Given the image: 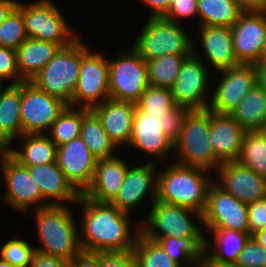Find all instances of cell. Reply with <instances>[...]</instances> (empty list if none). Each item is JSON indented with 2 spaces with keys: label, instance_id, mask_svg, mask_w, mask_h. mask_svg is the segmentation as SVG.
Wrapping results in <instances>:
<instances>
[{
  "label": "cell",
  "instance_id": "6da1fadb",
  "mask_svg": "<svg viewBox=\"0 0 266 267\" xmlns=\"http://www.w3.org/2000/svg\"><path fill=\"white\" fill-rule=\"evenodd\" d=\"M76 204L83 207L78 225L81 250L97 253L133 251L141 233V221L132 224L130 214L111 203L96 202L82 194Z\"/></svg>",
  "mask_w": 266,
  "mask_h": 267
},
{
  "label": "cell",
  "instance_id": "7a4b0ae2",
  "mask_svg": "<svg viewBox=\"0 0 266 267\" xmlns=\"http://www.w3.org/2000/svg\"><path fill=\"white\" fill-rule=\"evenodd\" d=\"M169 164L157 173L156 200L203 214L208 188L214 181L210 171L176 162Z\"/></svg>",
  "mask_w": 266,
  "mask_h": 267
},
{
  "label": "cell",
  "instance_id": "3957f363",
  "mask_svg": "<svg viewBox=\"0 0 266 267\" xmlns=\"http://www.w3.org/2000/svg\"><path fill=\"white\" fill-rule=\"evenodd\" d=\"M69 206L66 202V205H49L33 212L41 245L35 250L68 262L81 251L78 226Z\"/></svg>",
  "mask_w": 266,
  "mask_h": 267
},
{
  "label": "cell",
  "instance_id": "277c9868",
  "mask_svg": "<svg viewBox=\"0 0 266 267\" xmlns=\"http://www.w3.org/2000/svg\"><path fill=\"white\" fill-rule=\"evenodd\" d=\"M210 110H191L182 131L174 141V162L205 169L211 173L220 166L209 141Z\"/></svg>",
  "mask_w": 266,
  "mask_h": 267
},
{
  "label": "cell",
  "instance_id": "5b68a950",
  "mask_svg": "<svg viewBox=\"0 0 266 267\" xmlns=\"http://www.w3.org/2000/svg\"><path fill=\"white\" fill-rule=\"evenodd\" d=\"M80 64L81 38L79 36L70 45L60 48L30 81L49 95L71 106L78 84Z\"/></svg>",
  "mask_w": 266,
  "mask_h": 267
},
{
  "label": "cell",
  "instance_id": "8992f818",
  "mask_svg": "<svg viewBox=\"0 0 266 267\" xmlns=\"http://www.w3.org/2000/svg\"><path fill=\"white\" fill-rule=\"evenodd\" d=\"M185 31L180 23L164 17H148L133 48L146 61L169 54L190 55L194 39Z\"/></svg>",
  "mask_w": 266,
  "mask_h": 267
},
{
  "label": "cell",
  "instance_id": "52a82bcc",
  "mask_svg": "<svg viewBox=\"0 0 266 267\" xmlns=\"http://www.w3.org/2000/svg\"><path fill=\"white\" fill-rule=\"evenodd\" d=\"M17 8L22 13L28 38L52 42L62 48L79 37L52 0H37L30 4L18 1Z\"/></svg>",
  "mask_w": 266,
  "mask_h": 267
},
{
  "label": "cell",
  "instance_id": "ba28073f",
  "mask_svg": "<svg viewBox=\"0 0 266 267\" xmlns=\"http://www.w3.org/2000/svg\"><path fill=\"white\" fill-rule=\"evenodd\" d=\"M152 208V209H151ZM147 218L141 222L146 237L205 238L200 225L192 222L194 214L202 224V214L192 209L155 200Z\"/></svg>",
  "mask_w": 266,
  "mask_h": 267
},
{
  "label": "cell",
  "instance_id": "9c48e42d",
  "mask_svg": "<svg viewBox=\"0 0 266 267\" xmlns=\"http://www.w3.org/2000/svg\"><path fill=\"white\" fill-rule=\"evenodd\" d=\"M81 41L79 79L71 106L92 109L110 98L109 63L103 54L89 50Z\"/></svg>",
  "mask_w": 266,
  "mask_h": 267
},
{
  "label": "cell",
  "instance_id": "30bf717a",
  "mask_svg": "<svg viewBox=\"0 0 266 267\" xmlns=\"http://www.w3.org/2000/svg\"><path fill=\"white\" fill-rule=\"evenodd\" d=\"M118 53L109 63V95L111 99L137 103L148 83L147 64L131 47Z\"/></svg>",
  "mask_w": 266,
  "mask_h": 267
},
{
  "label": "cell",
  "instance_id": "8fae6325",
  "mask_svg": "<svg viewBox=\"0 0 266 267\" xmlns=\"http://www.w3.org/2000/svg\"><path fill=\"white\" fill-rule=\"evenodd\" d=\"M195 44L193 41V52L184 59L170 89L176 105L190 110H206L211 98L210 93L206 96L210 86V72L208 63L201 60Z\"/></svg>",
  "mask_w": 266,
  "mask_h": 267
},
{
  "label": "cell",
  "instance_id": "7c38bea8",
  "mask_svg": "<svg viewBox=\"0 0 266 267\" xmlns=\"http://www.w3.org/2000/svg\"><path fill=\"white\" fill-rule=\"evenodd\" d=\"M68 106L31 81L21 82V135L47 133Z\"/></svg>",
  "mask_w": 266,
  "mask_h": 267
},
{
  "label": "cell",
  "instance_id": "4fadbf2b",
  "mask_svg": "<svg viewBox=\"0 0 266 267\" xmlns=\"http://www.w3.org/2000/svg\"><path fill=\"white\" fill-rule=\"evenodd\" d=\"M0 168L6 184L2 199L11 208L25 213L32 205L35 210L49 206L42 197L40 187L31 177L28 167L21 165L9 155L0 158Z\"/></svg>",
  "mask_w": 266,
  "mask_h": 267
},
{
  "label": "cell",
  "instance_id": "5bb4252c",
  "mask_svg": "<svg viewBox=\"0 0 266 267\" xmlns=\"http://www.w3.org/2000/svg\"><path fill=\"white\" fill-rule=\"evenodd\" d=\"M202 224L203 228H228L248 232L247 204L224 191L213 181L208 188Z\"/></svg>",
  "mask_w": 266,
  "mask_h": 267
},
{
  "label": "cell",
  "instance_id": "9a60e30c",
  "mask_svg": "<svg viewBox=\"0 0 266 267\" xmlns=\"http://www.w3.org/2000/svg\"><path fill=\"white\" fill-rule=\"evenodd\" d=\"M217 72L221 77L216 87H212L213 90L210 91L212 93L208 109L212 112L230 114L257 85L255 68L253 65L241 64Z\"/></svg>",
  "mask_w": 266,
  "mask_h": 267
},
{
  "label": "cell",
  "instance_id": "2e32d148",
  "mask_svg": "<svg viewBox=\"0 0 266 267\" xmlns=\"http://www.w3.org/2000/svg\"><path fill=\"white\" fill-rule=\"evenodd\" d=\"M233 47L240 64L259 61L266 34V10L244 11L231 27Z\"/></svg>",
  "mask_w": 266,
  "mask_h": 267
},
{
  "label": "cell",
  "instance_id": "e0dca14e",
  "mask_svg": "<svg viewBox=\"0 0 266 267\" xmlns=\"http://www.w3.org/2000/svg\"><path fill=\"white\" fill-rule=\"evenodd\" d=\"M214 182L239 201L249 204L266 197V178L238 161L221 163Z\"/></svg>",
  "mask_w": 266,
  "mask_h": 267
},
{
  "label": "cell",
  "instance_id": "ac0fdd59",
  "mask_svg": "<svg viewBox=\"0 0 266 267\" xmlns=\"http://www.w3.org/2000/svg\"><path fill=\"white\" fill-rule=\"evenodd\" d=\"M97 160L81 137L57 147L58 167L81 194L92 182Z\"/></svg>",
  "mask_w": 266,
  "mask_h": 267
},
{
  "label": "cell",
  "instance_id": "d6986e66",
  "mask_svg": "<svg viewBox=\"0 0 266 267\" xmlns=\"http://www.w3.org/2000/svg\"><path fill=\"white\" fill-rule=\"evenodd\" d=\"M162 121L161 118L142 112L138 107L135 109L128 146L153 156L154 163L174 153V142L162 131Z\"/></svg>",
  "mask_w": 266,
  "mask_h": 267
},
{
  "label": "cell",
  "instance_id": "ffe728a7",
  "mask_svg": "<svg viewBox=\"0 0 266 267\" xmlns=\"http://www.w3.org/2000/svg\"><path fill=\"white\" fill-rule=\"evenodd\" d=\"M157 165L150 161L140 166H129L121 188L111 204L128 214L142 204L149 194L153 204L156 200L157 175L154 170H157Z\"/></svg>",
  "mask_w": 266,
  "mask_h": 267
},
{
  "label": "cell",
  "instance_id": "44dd1931",
  "mask_svg": "<svg viewBox=\"0 0 266 267\" xmlns=\"http://www.w3.org/2000/svg\"><path fill=\"white\" fill-rule=\"evenodd\" d=\"M245 133L230 114L210 111L209 141L220 164L237 161Z\"/></svg>",
  "mask_w": 266,
  "mask_h": 267
},
{
  "label": "cell",
  "instance_id": "7402d4cb",
  "mask_svg": "<svg viewBox=\"0 0 266 267\" xmlns=\"http://www.w3.org/2000/svg\"><path fill=\"white\" fill-rule=\"evenodd\" d=\"M136 107V103L130 101L108 98L91 109L100 119L104 131L117 148L129 144Z\"/></svg>",
  "mask_w": 266,
  "mask_h": 267
},
{
  "label": "cell",
  "instance_id": "603a6c76",
  "mask_svg": "<svg viewBox=\"0 0 266 267\" xmlns=\"http://www.w3.org/2000/svg\"><path fill=\"white\" fill-rule=\"evenodd\" d=\"M130 165L117 156L98 159L91 184L83 196L101 203H111L117 196Z\"/></svg>",
  "mask_w": 266,
  "mask_h": 267
},
{
  "label": "cell",
  "instance_id": "cb8c5ba5",
  "mask_svg": "<svg viewBox=\"0 0 266 267\" xmlns=\"http://www.w3.org/2000/svg\"><path fill=\"white\" fill-rule=\"evenodd\" d=\"M26 167L49 205H66V201L76 203L79 199L81 193L66 178L57 163Z\"/></svg>",
  "mask_w": 266,
  "mask_h": 267
},
{
  "label": "cell",
  "instance_id": "d4e9b609",
  "mask_svg": "<svg viewBox=\"0 0 266 267\" xmlns=\"http://www.w3.org/2000/svg\"><path fill=\"white\" fill-rule=\"evenodd\" d=\"M205 59L216 71L241 65L234 53L231 27L197 26Z\"/></svg>",
  "mask_w": 266,
  "mask_h": 267
},
{
  "label": "cell",
  "instance_id": "484cf974",
  "mask_svg": "<svg viewBox=\"0 0 266 267\" xmlns=\"http://www.w3.org/2000/svg\"><path fill=\"white\" fill-rule=\"evenodd\" d=\"M204 230L211 232L214 238V244H211V240L205 237L204 258L219 265H235L240 252L251 237L248 232L228 228H204Z\"/></svg>",
  "mask_w": 266,
  "mask_h": 267
},
{
  "label": "cell",
  "instance_id": "4316f807",
  "mask_svg": "<svg viewBox=\"0 0 266 267\" xmlns=\"http://www.w3.org/2000/svg\"><path fill=\"white\" fill-rule=\"evenodd\" d=\"M61 47L58 44L27 38L16 49L20 77L30 81L54 57Z\"/></svg>",
  "mask_w": 266,
  "mask_h": 267
},
{
  "label": "cell",
  "instance_id": "83f0119b",
  "mask_svg": "<svg viewBox=\"0 0 266 267\" xmlns=\"http://www.w3.org/2000/svg\"><path fill=\"white\" fill-rule=\"evenodd\" d=\"M22 144L11 149V156L23 166H38L56 163L57 146L46 133L22 134ZM19 148L21 150H19Z\"/></svg>",
  "mask_w": 266,
  "mask_h": 267
},
{
  "label": "cell",
  "instance_id": "f1b7e54d",
  "mask_svg": "<svg viewBox=\"0 0 266 267\" xmlns=\"http://www.w3.org/2000/svg\"><path fill=\"white\" fill-rule=\"evenodd\" d=\"M230 115L246 131H265L266 89L254 86Z\"/></svg>",
  "mask_w": 266,
  "mask_h": 267
},
{
  "label": "cell",
  "instance_id": "f546056e",
  "mask_svg": "<svg viewBox=\"0 0 266 267\" xmlns=\"http://www.w3.org/2000/svg\"><path fill=\"white\" fill-rule=\"evenodd\" d=\"M21 83L8 84L0 93V132L13 144L21 136Z\"/></svg>",
  "mask_w": 266,
  "mask_h": 267
},
{
  "label": "cell",
  "instance_id": "4dcf8cb0",
  "mask_svg": "<svg viewBox=\"0 0 266 267\" xmlns=\"http://www.w3.org/2000/svg\"><path fill=\"white\" fill-rule=\"evenodd\" d=\"M80 137L97 159L111 158L117 149L104 131L100 119L91 110L82 108Z\"/></svg>",
  "mask_w": 266,
  "mask_h": 267
},
{
  "label": "cell",
  "instance_id": "1f68e13d",
  "mask_svg": "<svg viewBox=\"0 0 266 267\" xmlns=\"http://www.w3.org/2000/svg\"><path fill=\"white\" fill-rule=\"evenodd\" d=\"M156 241L181 267H189L204 257L205 238L148 237Z\"/></svg>",
  "mask_w": 266,
  "mask_h": 267
},
{
  "label": "cell",
  "instance_id": "d6a6232c",
  "mask_svg": "<svg viewBox=\"0 0 266 267\" xmlns=\"http://www.w3.org/2000/svg\"><path fill=\"white\" fill-rule=\"evenodd\" d=\"M199 26H227L239 19L244 10L236 0H197Z\"/></svg>",
  "mask_w": 266,
  "mask_h": 267
},
{
  "label": "cell",
  "instance_id": "836d02e7",
  "mask_svg": "<svg viewBox=\"0 0 266 267\" xmlns=\"http://www.w3.org/2000/svg\"><path fill=\"white\" fill-rule=\"evenodd\" d=\"M237 161L266 178V132L246 131Z\"/></svg>",
  "mask_w": 266,
  "mask_h": 267
},
{
  "label": "cell",
  "instance_id": "e575fe53",
  "mask_svg": "<svg viewBox=\"0 0 266 267\" xmlns=\"http://www.w3.org/2000/svg\"><path fill=\"white\" fill-rule=\"evenodd\" d=\"M188 56L169 54L147 60L149 85L171 88L177 79L184 59Z\"/></svg>",
  "mask_w": 266,
  "mask_h": 267
},
{
  "label": "cell",
  "instance_id": "d590c367",
  "mask_svg": "<svg viewBox=\"0 0 266 267\" xmlns=\"http://www.w3.org/2000/svg\"><path fill=\"white\" fill-rule=\"evenodd\" d=\"M82 108L67 106L46 133L58 147L80 137Z\"/></svg>",
  "mask_w": 266,
  "mask_h": 267
},
{
  "label": "cell",
  "instance_id": "8d00e7d4",
  "mask_svg": "<svg viewBox=\"0 0 266 267\" xmlns=\"http://www.w3.org/2000/svg\"><path fill=\"white\" fill-rule=\"evenodd\" d=\"M137 267H181L173 261L162 247L142 233L137 238L133 249Z\"/></svg>",
  "mask_w": 266,
  "mask_h": 267
},
{
  "label": "cell",
  "instance_id": "74e56055",
  "mask_svg": "<svg viewBox=\"0 0 266 267\" xmlns=\"http://www.w3.org/2000/svg\"><path fill=\"white\" fill-rule=\"evenodd\" d=\"M136 105L142 112L160 119L172 110L176 103L170 88L149 85Z\"/></svg>",
  "mask_w": 266,
  "mask_h": 267
},
{
  "label": "cell",
  "instance_id": "f35d334b",
  "mask_svg": "<svg viewBox=\"0 0 266 267\" xmlns=\"http://www.w3.org/2000/svg\"><path fill=\"white\" fill-rule=\"evenodd\" d=\"M27 38L22 13L16 7L0 25V47L16 50Z\"/></svg>",
  "mask_w": 266,
  "mask_h": 267
},
{
  "label": "cell",
  "instance_id": "ab89813d",
  "mask_svg": "<svg viewBox=\"0 0 266 267\" xmlns=\"http://www.w3.org/2000/svg\"><path fill=\"white\" fill-rule=\"evenodd\" d=\"M24 239L7 240L0 247V257L13 267H29L35 247Z\"/></svg>",
  "mask_w": 266,
  "mask_h": 267
},
{
  "label": "cell",
  "instance_id": "60d3db41",
  "mask_svg": "<svg viewBox=\"0 0 266 267\" xmlns=\"http://www.w3.org/2000/svg\"><path fill=\"white\" fill-rule=\"evenodd\" d=\"M236 267H266V249L251 236L240 252Z\"/></svg>",
  "mask_w": 266,
  "mask_h": 267
},
{
  "label": "cell",
  "instance_id": "b9f144b4",
  "mask_svg": "<svg viewBox=\"0 0 266 267\" xmlns=\"http://www.w3.org/2000/svg\"><path fill=\"white\" fill-rule=\"evenodd\" d=\"M191 110L176 105L172 110L162 116V131L174 142L183 128L185 117Z\"/></svg>",
  "mask_w": 266,
  "mask_h": 267
},
{
  "label": "cell",
  "instance_id": "7bdbcfd3",
  "mask_svg": "<svg viewBox=\"0 0 266 267\" xmlns=\"http://www.w3.org/2000/svg\"><path fill=\"white\" fill-rule=\"evenodd\" d=\"M0 80L3 82L9 80V84H19L24 81L19 75L16 50L0 47Z\"/></svg>",
  "mask_w": 266,
  "mask_h": 267
},
{
  "label": "cell",
  "instance_id": "ee69618b",
  "mask_svg": "<svg viewBox=\"0 0 266 267\" xmlns=\"http://www.w3.org/2000/svg\"><path fill=\"white\" fill-rule=\"evenodd\" d=\"M197 16V17H196ZM165 19L179 23L184 19L198 18L197 0H171Z\"/></svg>",
  "mask_w": 266,
  "mask_h": 267
},
{
  "label": "cell",
  "instance_id": "f6af8a7d",
  "mask_svg": "<svg viewBox=\"0 0 266 267\" xmlns=\"http://www.w3.org/2000/svg\"><path fill=\"white\" fill-rule=\"evenodd\" d=\"M248 233L252 236L266 228V197L247 204Z\"/></svg>",
  "mask_w": 266,
  "mask_h": 267
},
{
  "label": "cell",
  "instance_id": "bcb514c9",
  "mask_svg": "<svg viewBox=\"0 0 266 267\" xmlns=\"http://www.w3.org/2000/svg\"><path fill=\"white\" fill-rule=\"evenodd\" d=\"M99 267H137L133 251L99 253Z\"/></svg>",
  "mask_w": 266,
  "mask_h": 267
},
{
  "label": "cell",
  "instance_id": "7dc6e473",
  "mask_svg": "<svg viewBox=\"0 0 266 267\" xmlns=\"http://www.w3.org/2000/svg\"><path fill=\"white\" fill-rule=\"evenodd\" d=\"M69 262L63 258L55 257L35 250L29 267H68Z\"/></svg>",
  "mask_w": 266,
  "mask_h": 267
},
{
  "label": "cell",
  "instance_id": "c3c4849f",
  "mask_svg": "<svg viewBox=\"0 0 266 267\" xmlns=\"http://www.w3.org/2000/svg\"><path fill=\"white\" fill-rule=\"evenodd\" d=\"M68 267H99V253L81 250Z\"/></svg>",
  "mask_w": 266,
  "mask_h": 267
},
{
  "label": "cell",
  "instance_id": "681fc988",
  "mask_svg": "<svg viewBox=\"0 0 266 267\" xmlns=\"http://www.w3.org/2000/svg\"><path fill=\"white\" fill-rule=\"evenodd\" d=\"M152 12L149 17H163L171 4V0H142Z\"/></svg>",
  "mask_w": 266,
  "mask_h": 267
},
{
  "label": "cell",
  "instance_id": "f907efd6",
  "mask_svg": "<svg viewBox=\"0 0 266 267\" xmlns=\"http://www.w3.org/2000/svg\"><path fill=\"white\" fill-rule=\"evenodd\" d=\"M244 11H265L266 0H236Z\"/></svg>",
  "mask_w": 266,
  "mask_h": 267
},
{
  "label": "cell",
  "instance_id": "816d5d0a",
  "mask_svg": "<svg viewBox=\"0 0 266 267\" xmlns=\"http://www.w3.org/2000/svg\"><path fill=\"white\" fill-rule=\"evenodd\" d=\"M17 0H0V25L17 7Z\"/></svg>",
  "mask_w": 266,
  "mask_h": 267
},
{
  "label": "cell",
  "instance_id": "f5cc1de1",
  "mask_svg": "<svg viewBox=\"0 0 266 267\" xmlns=\"http://www.w3.org/2000/svg\"><path fill=\"white\" fill-rule=\"evenodd\" d=\"M253 66L256 72L257 85L266 89V62H257Z\"/></svg>",
  "mask_w": 266,
  "mask_h": 267
},
{
  "label": "cell",
  "instance_id": "db71d44e",
  "mask_svg": "<svg viewBox=\"0 0 266 267\" xmlns=\"http://www.w3.org/2000/svg\"><path fill=\"white\" fill-rule=\"evenodd\" d=\"M12 143L0 132V158L11 155Z\"/></svg>",
  "mask_w": 266,
  "mask_h": 267
},
{
  "label": "cell",
  "instance_id": "11a10c76",
  "mask_svg": "<svg viewBox=\"0 0 266 267\" xmlns=\"http://www.w3.org/2000/svg\"><path fill=\"white\" fill-rule=\"evenodd\" d=\"M252 237L260 246L266 249V228L258 231Z\"/></svg>",
  "mask_w": 266,
  "mask_h": 267
},
{
  "label": "cell",
  "instance_id": "9f6ffc18",
  "mask_svg": "<svg viewBox=\"0 0 266 267\" xmlns=\"http://www.w3.org/2000/svg\"><path fill=\"white\" fill-rule=\"evenodd\" d=\"M258 62H266V34L262 44L261 54Z\"/></svg>",
  "mask_w": 266,
  "mask_h": 267
},
{
  "label": "cell",
  "instance_id": "6f0895ef",
  "mask_svg": "<svg viewBox=\"0 0 266 267\" xmlns=\"http://www.w3.org/2000/svg\"><path fill=\"white\" fill-rule=\"evenodd\" d=\"M189 267H208V259H203L201 261L195 262L193 265Z\"/></svg>",
  "mask_w": 266,
  "mask_h": 267
},
{
  "label": "cell",
  "instance_id": "680465c9",
  "mask_svg": "<svg viewBox=\"0 0 266 267\" xmlns=\"http://www.w3.org/2000/svg\"><path fill=\"white\" fill-rule=\"evenodd\" d=\"M208 267H236L235 265H219V264H214L208 260Z\"/></svg>",
  "mask_w": 266,
  "mask_h": 267
},
{
  "label": "cell",
  "instance_id": "91938a15",
  "mask_svg": "<svg viewBox=\"0 0 266 267\" xmlns=\"http://www.w3.org/2000/svg\"><path fill=\"white\" fill-rule=\"evenodd\" d=\"M0 267H13V266H11L7 261H4V260L0 257Z\"/></svg>",
  "mask_w": 266,
  "mask_h": 267
},
{
  "label": "cell",
  "instance_id": "94428289",
  "mask_svg": "<svg viewBox=\"0 0 266 267\" xmlns=\"http://www.w3.org/2000/svg\"><path fill=\"white\" fill-rule=\"evenodd\" d=\"M3 83H4V82L0 80V93H1V91L3 90V88H4V84H3Z\"/></svg>",
  "mask_w": 266,
  "mask_h": 267
}]
</instances>
